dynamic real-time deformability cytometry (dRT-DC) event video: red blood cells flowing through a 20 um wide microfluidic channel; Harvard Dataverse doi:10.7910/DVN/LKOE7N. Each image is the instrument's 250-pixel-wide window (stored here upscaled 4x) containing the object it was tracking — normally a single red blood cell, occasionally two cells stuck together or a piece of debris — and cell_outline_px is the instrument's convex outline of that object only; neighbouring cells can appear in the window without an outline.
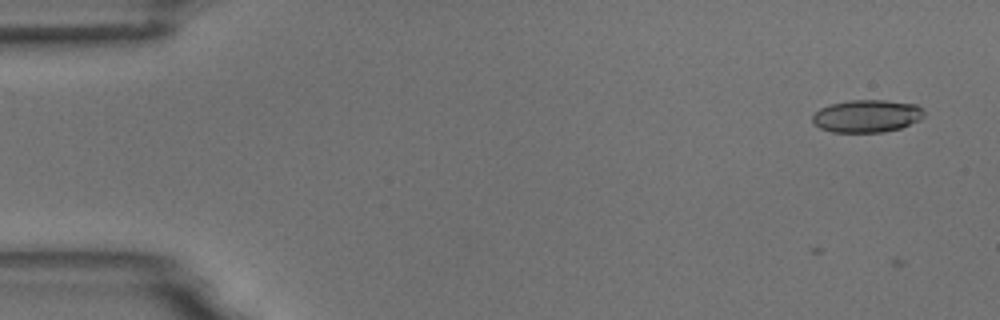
{"species": "common noctule bat (a hibernating species)", "species_latin": "Nyctalus noctula", "temperature_condition": "room temperature", "stored_images_in_passage": 6, "camera_frame_rate_fps": 3000, "um_per_image_px": 0.085, "animal": {"sex": "male", "body_mass_g": 18.8}, "frame": {"image": 1, "passage_image": 2, "time_ms": 1.333, "image_size_px": [1000, 320], "cell_outline_px": [[924, 116], [920, 120], [900, 128], [884, 132], [832, 132], [820, 128], [812, 120], [812, 116], [820, 108], [832, 104], [848, 100], [888, 100], [916, 104], [924, 108]], "centroid_in_image_um": [73.72, 9.86], "position_along_channel_um": 11.3, "area_um2": 21.27}}